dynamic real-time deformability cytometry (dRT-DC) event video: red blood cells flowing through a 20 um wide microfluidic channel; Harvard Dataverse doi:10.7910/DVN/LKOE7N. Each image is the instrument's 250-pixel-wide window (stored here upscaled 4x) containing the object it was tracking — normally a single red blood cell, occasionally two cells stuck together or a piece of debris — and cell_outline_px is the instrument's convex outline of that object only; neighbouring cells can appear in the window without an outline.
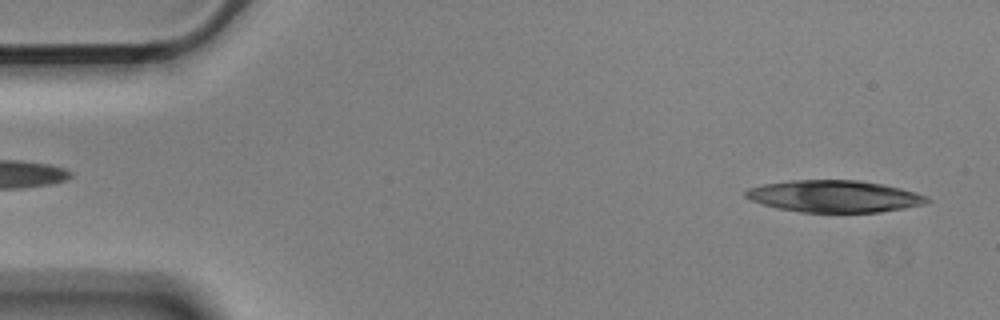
{"species": "Egyptian fruit bat (a non-hibernating species)", "species_latin": "Rousettus aegyptiacus", "temperature_condition": "cold", "stored_images_in_passage": 22, "camera_frame_rate_fps": 3000, "um_per_image_px": 0.085, "animal": {"sex": "male"}, "frame": {"image": 1, "passage_image": 2, "time_ms": 0.333, "image_size_px": [1000, 320], "cell_outline_px": [[932, 200], [924, 204], [904, 208], [880, 212], [800, 212], [776, 208], [752, 200], [744, 196], [744, 192], [748, 188], [764, 184], [792, 180], [860, 180], [900, 188], [916, 192], [928, 196]], "centroid_in_image_um": [70.93, 16.68], "position_along_channel_um": 14.1, "area_um2": 33.7}}